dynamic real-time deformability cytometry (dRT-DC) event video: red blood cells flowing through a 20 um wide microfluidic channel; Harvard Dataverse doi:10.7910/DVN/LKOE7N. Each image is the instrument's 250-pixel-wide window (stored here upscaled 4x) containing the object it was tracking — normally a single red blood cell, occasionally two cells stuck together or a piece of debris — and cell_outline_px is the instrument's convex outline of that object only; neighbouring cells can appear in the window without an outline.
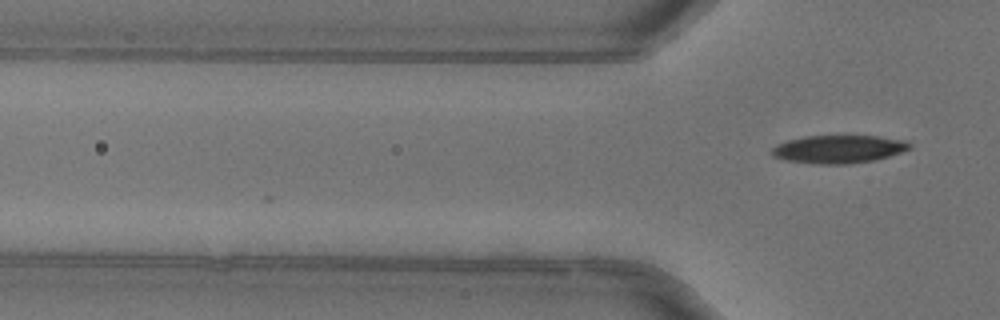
{"species": "common noctule bat (a hibernating species)", "species_latin": "Nyctalus noctula", "temperature_condition": "warm", "stored_images_in_passage": 3, "camera_frame_rate_fps": 3000, "um_per_image_px": 0.085, "animal": {"sex": "female"}, "frame": {"image": 1, "passage_image": 3, "time_ms": 0.667, "image_size_px": [1000, 320], "cell_outline_px": [[912, 148], [876, 160], [852, 164], [816, 164], [784, 160], [772, 156], [772, 148], [776, 144], [788, 140], [804, 136], [876, 136], [908, 140], [912, 144]], "centroid_in_image_um": [71.3, 12.68], "position_along_channel_um": 54.5, "area_um2": 22.72}}